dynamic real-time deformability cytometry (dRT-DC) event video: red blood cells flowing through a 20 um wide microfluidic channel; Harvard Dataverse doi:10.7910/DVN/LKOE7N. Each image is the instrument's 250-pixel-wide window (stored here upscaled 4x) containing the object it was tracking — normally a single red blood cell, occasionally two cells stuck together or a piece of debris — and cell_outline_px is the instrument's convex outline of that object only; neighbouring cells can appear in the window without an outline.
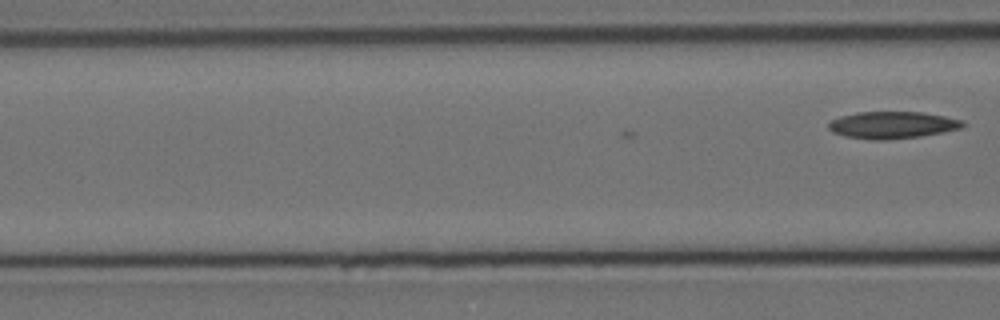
{"species": "Egyptian fruit bat (a non-hibernating species)", "species_latin": "Rousettus aegyptiacus", "temperature_condition": "cold", "stored_images_in_passage": 3, "camera_frame_rate_fps": 3000, "um_per_image_px": 0.085, "animal": {"sex": "female"}, "frame": {"image": 1, "passage_image": 3, "time_ms": 0.667, "image_size_px": [1000, 320], "cell_outline_px": [[964, 124], [960, 128], [944, 132], [920, 136], [884, 140], [868, 140], [844, 136], [832, 132], [828, 128], [828, 124], [832, 120], [840, 116], [856, 112], [924, 112], [964, 120]], "centroid_in_image_um": [75.82, 10.62], "position_along_channel_um": 90.8, "area_um2": 21.21}}